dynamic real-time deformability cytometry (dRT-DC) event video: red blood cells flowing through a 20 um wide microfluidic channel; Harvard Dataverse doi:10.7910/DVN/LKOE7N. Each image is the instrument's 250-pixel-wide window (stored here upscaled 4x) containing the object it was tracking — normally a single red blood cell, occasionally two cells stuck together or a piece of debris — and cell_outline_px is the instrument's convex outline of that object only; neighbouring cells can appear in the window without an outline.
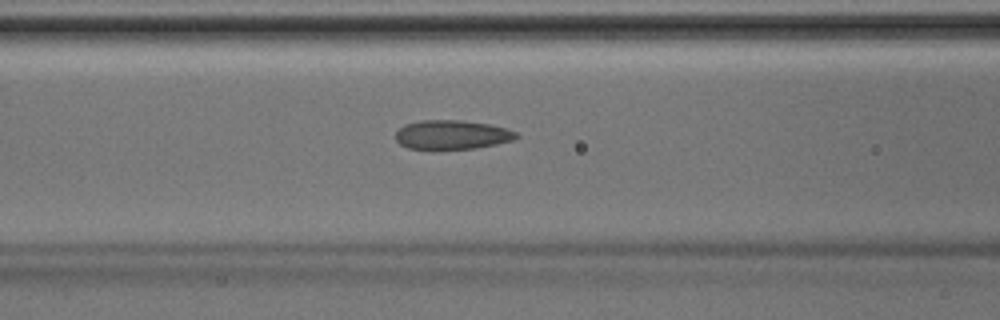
{"species": "Egyptian fruit bat (a non-hibernating species)", "species_latin": "Rousettus aegyptiacus", "temperature_condition": "room temperature", "stored_images_in_passage": 44, "camera_frame_rate_fps": 3000, "um_per_image_px": 0.085, "animal": {"sex": "male"}, "frame": {"image": 1, "passage_image": 18, "time_ms": 5.667, "image_size_px": [1000, 320], "cell_outline_px": [[520, 136], [512, 140], [496, 144], [476, 148], [432, 152], [408, 148], [400, 144], [396, 140], [396, 132], [404, 124], [420, 120], [460, 120], [488, 124], [504, 128], [516, 132]], "centroid_in_image_um": [38.35, 11.49], "position_along_channel_um": 128.2, "area_um2": 21.15}}
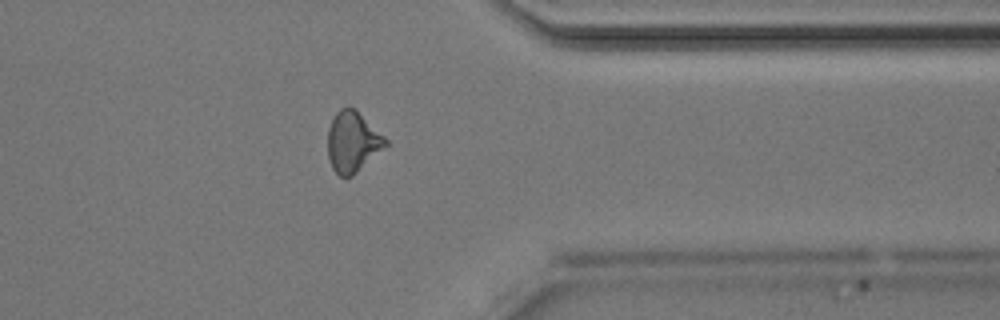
{"frame": {"image": 2, "passage_image": 35, "time_ms": 11.333, "image_size_px": [1000, 320], "cell_outline_px": [[388, 144], [352, 176], [340, 176], [332, 168], [328, 156], [328, 128], [336, 112], [340, 108], [348, 104], [356, 108], [388, 140]], "centroid_in_image_um": [29.96, 12.0], "position_along_channel_um": 381.4, "area_um2": 20.46}}
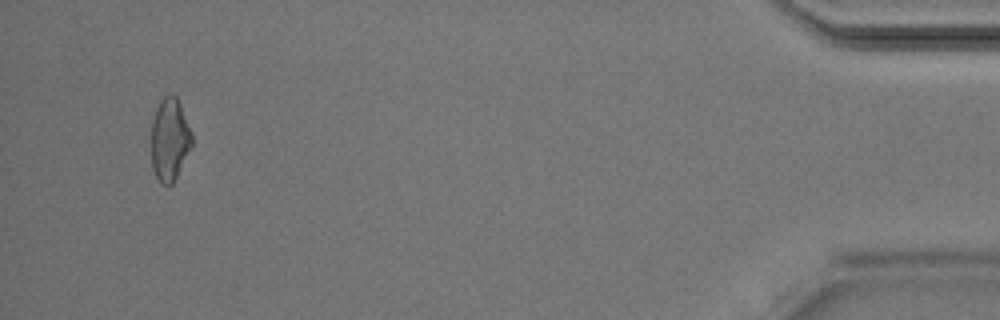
{"frame": {"image": 3, "passage_image": 42, "time_ms": 13.667, "image_size_px": [1000, 320], "cell_outline_px": [[192, 148], [172, 184], [160, 184], [152, 168], [152, 120], [156, 108], [160, 100], [168, 92], [176, 96], [180, 104], [192, 132]], "centroid_in_image_um": [14.43, 11.84], "position_along_channel_um": 420.8, "area_um2": 19.71}}